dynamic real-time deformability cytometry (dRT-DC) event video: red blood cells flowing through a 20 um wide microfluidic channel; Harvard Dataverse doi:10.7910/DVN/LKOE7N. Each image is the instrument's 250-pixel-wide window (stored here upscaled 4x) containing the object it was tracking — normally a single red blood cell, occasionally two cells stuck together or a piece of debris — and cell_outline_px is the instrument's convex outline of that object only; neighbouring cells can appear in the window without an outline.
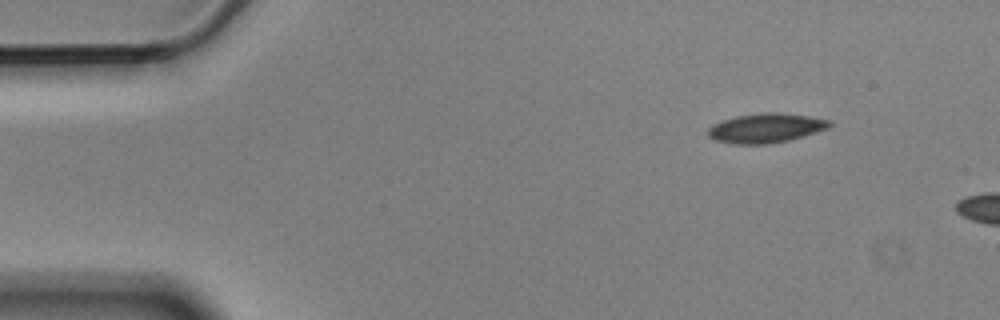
{"species": "Egyptian fruit bat (a non-hibernating species)", "species_latin": "Rousettus aegyptiacus", "temperature_condition": "cold", "stored_images_in_passage": 2, "camera_frame_rate_fps": 3000, "um_per_image_px": 0.085, "animal": {"sex": "male"}, "frame": {"image": 1, "passage_image": 2, "time_ms": 0.333, "image_size_px": [1000, 320], "cell_outline_px": [[832, 124], [828, 128], [804, 136], [788, 140], [768, 144], [732, 144], [716, 140], [708, 136], [708, 128], [712, 124], [736, 116], [764, 112], [776, 112], [808, 116], [832, 120]], "centroid_in_image_um": [65.1, 10.88], "position_along_channel_um": 19.9, "area_um2": 20.81}}